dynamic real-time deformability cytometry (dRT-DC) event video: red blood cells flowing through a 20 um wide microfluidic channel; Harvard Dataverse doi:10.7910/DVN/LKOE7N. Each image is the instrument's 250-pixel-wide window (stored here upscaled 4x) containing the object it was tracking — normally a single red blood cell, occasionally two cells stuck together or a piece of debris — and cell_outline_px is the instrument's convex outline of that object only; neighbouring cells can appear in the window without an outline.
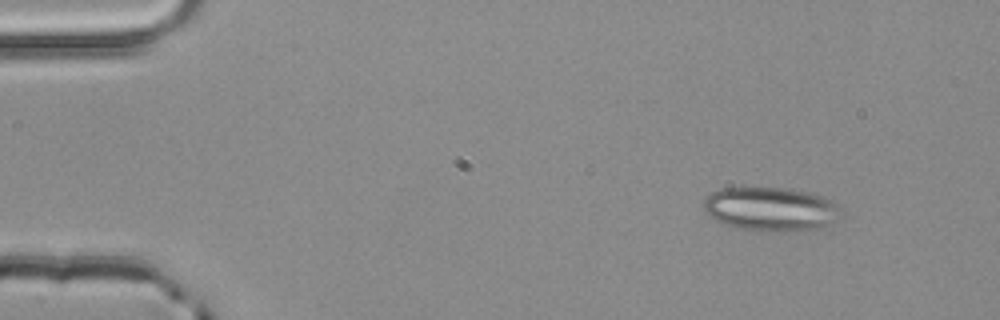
{"species": "common noctule bat (a hibernating species)", "species_latin": "Nyctalus noctula", "temperature_condition": "room temperature", "stored_images_in_passage": 3, "camera_frame_rate_fps": 3000, "um_per_image_px": 0.085, "animal": {"sex": "male", "body_mass_g": 20.4}, "frame": {"image": 1, "passage_image": 1, "time_ms": 0.0, "image_size_px": [1000, 320], "cell_outline_px": [[844, 212], [840, 220], [816, 228], [740, 228], [724, 224], [708, 216], [704, 212], [704, 200], [712, 192], [720, 188], [788, 188], [808, 192], [832, 200], [844, 208]], "centroid_in_image_um": [65.55, 17.71], "position_along_channel_um": 19.5, "area_um2": 34.22}}